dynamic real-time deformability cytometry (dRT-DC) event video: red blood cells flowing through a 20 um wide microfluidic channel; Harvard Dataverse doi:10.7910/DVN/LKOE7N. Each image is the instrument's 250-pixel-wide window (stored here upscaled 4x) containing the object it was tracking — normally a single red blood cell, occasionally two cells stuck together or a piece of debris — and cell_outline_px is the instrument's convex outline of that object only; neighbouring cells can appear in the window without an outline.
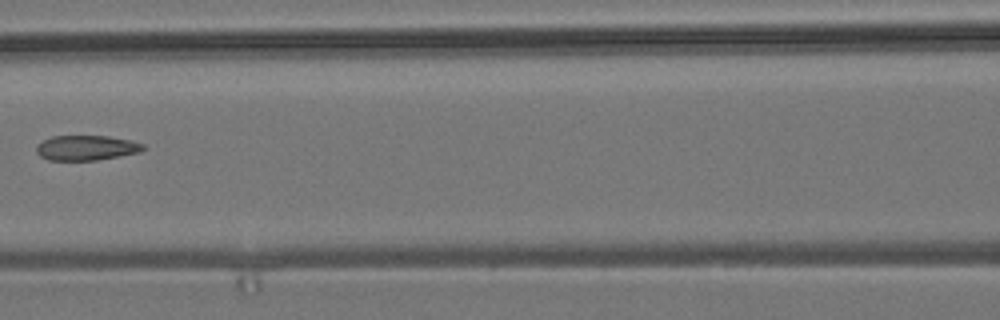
{"species": "common noctule bat (a hibernating species)", "species_latin": "Nyctalus noctula", "temperature_condition": "room temperature", "stored_images_in_passage": 7, "camera_frame_rate_fps": 3000, "um_per_image_px": 0.085, "animal": {"sex": "male", "body_mass_g": 19.2, "forearm_length_mm": 51.8}, "frame": {"image": 1, "passage_image": 6, "time_ms": 7.667, "image_size_px": [1000, 320], "cell_outline_px": [[144, 148], [140, 152], [96, 160], [48, 160], [40, 156], [36, 152], [36, 144], [52, 136], [108, 136], [132, 140], [144, 144]], "centroid_in_image_um": [7.32, 12.56], "position_along_channel_um": 159.3, "area_um2": 15.55}}
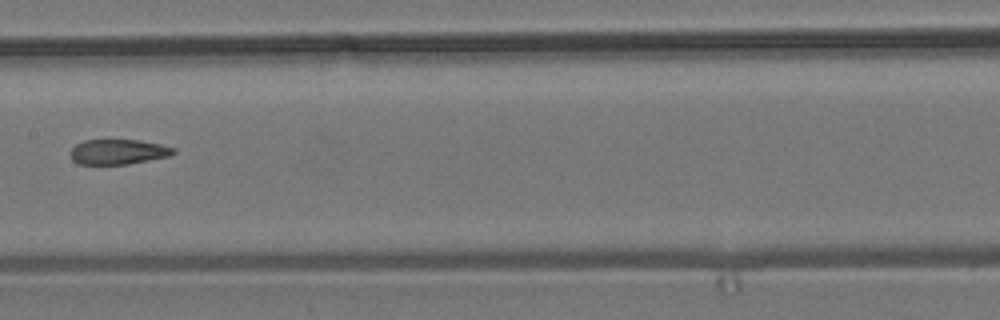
{"frame": {"image": 2, "passage_image": 7, "time_ms": 8.667, "image_size_px": [1000, 320], "cell_outline_px": [[176, 152], [172, 156], [128, 164], [80, 164], [72, 160], [68, 152], [76, 144], [84, 140], [136, 140], [160, 144], [176, 148]], "centroid_in_image_um": [10.05, 12.91], "position_along_channel_um": 197.3, "area_um2": 15.2}}